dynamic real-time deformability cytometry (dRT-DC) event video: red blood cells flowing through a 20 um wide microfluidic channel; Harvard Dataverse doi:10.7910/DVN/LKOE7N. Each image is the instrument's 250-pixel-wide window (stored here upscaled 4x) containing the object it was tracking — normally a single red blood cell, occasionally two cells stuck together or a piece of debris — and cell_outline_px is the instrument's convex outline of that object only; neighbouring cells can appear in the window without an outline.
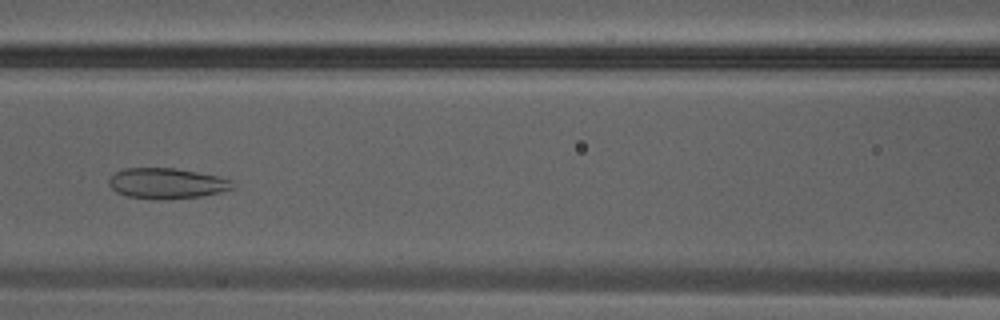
{"species": "Egyptian fruit bat (a non-hibernating species)", "species_latin": "Rousettus aegyptiacus", "temperature_condition": "warm", "stored_images_in_passage": 10, "camera_frame_rate_fps": 3000, "um_per_image_px": 0.085, "animal": {"sex": "male"}, "frame": {"image": 1, "passage_image": 7, "time_ms": 2.0, "image_size_px": [1000, 320], "cell_outline_px": [[232, 188], [220, 192], [200, 196], [128, 196], [116, 192], [108, 184], [108, 180], [116, 172], [124, 168], [176, 168], [216, 176], [232, 180]], "centroid_in_image_um": [14.15, 15.52], "position_along_channel_um": 152.5, "area_um2": 20.75}}
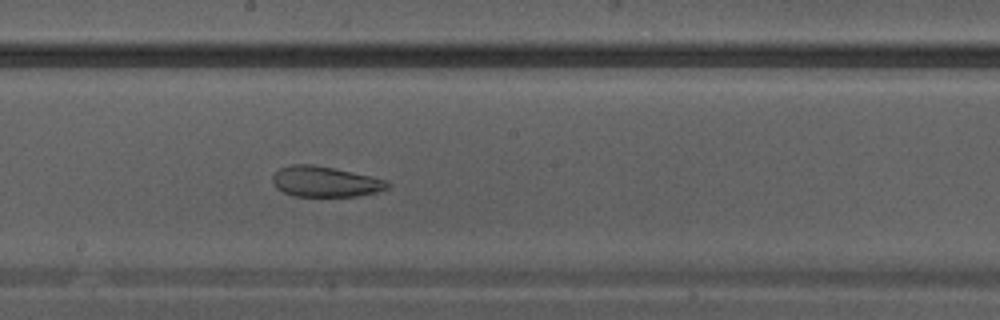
{"frame": {"image": 2, "passage_image": 10, "time_ms": 3.0, "image_size_px": [1000, 320], "cell_outline_px": [[388, 188], [376, 192], [356, 196], [292, 196], [276, 188], [272, 180], [272, 176], [280, 168], [292, 164], [312, 164], [372, 176], [388, 180]], "centroid_in_image_um": [27.62, 15.44], "position_along_channel_um": 220.6, "area_um2": 20.35}}